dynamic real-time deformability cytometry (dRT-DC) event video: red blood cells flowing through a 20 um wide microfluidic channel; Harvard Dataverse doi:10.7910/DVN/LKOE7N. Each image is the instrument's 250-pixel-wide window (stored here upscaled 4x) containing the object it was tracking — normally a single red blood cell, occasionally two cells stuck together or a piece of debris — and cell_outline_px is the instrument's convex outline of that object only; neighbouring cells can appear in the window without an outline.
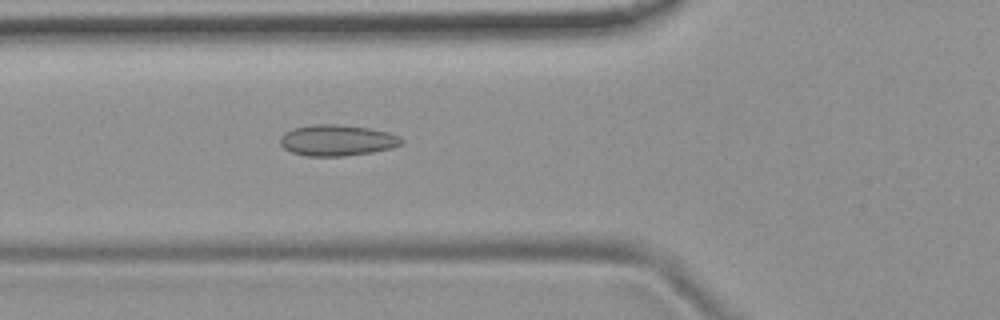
{"species": "common noctule bat (a hibernating species)", "species_latin": "Nyctalus noctula", "temperature_condition": "room temperature", "stored_images_in_passage": 50, "camera_frame_rate_fps": 3000, "um_per_image_px": 0.085, "animal": {"sex": "female", "body_mass_g": 19.9}, "frame": {"image": 1, "passage_image": 16, "time_ms": 5.0, "image_size_px": [1000, 320], "cell_outline_px": [[404, 140], [400, 144], [392, 148], [372, 152], [344, 156], [304, 156], [292, 152], [284, 148], [280, 144], [280, 136], [284, 132], [292, 128], [316, 124], [340, 124], [372, 128], [388, 132], [400, 136]], "centroid_in_image_um": [28.65, 11.92], "position_along_channel_um": 97.2, "area_um2": 22.2}}
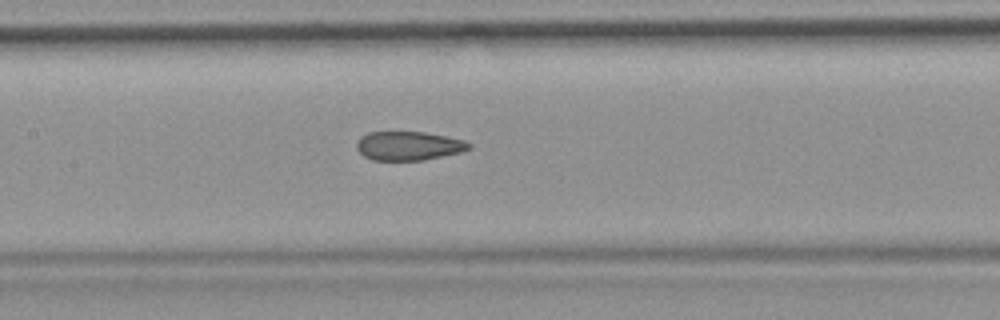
{"frame": {"image": 2, "passage_image": 22, "time_ms": 7.0, "image_size_px": [1000, 320], "cell_outline_px": [[472, 148], [460, 152], [424, 160], [372, 160], [364, 156], [356, 148], [356, 144], [360, 136], [368, 132], [424, 132], [464, 140], [472, 144]], "centroid_in_image_um": [34.72, 12.39], "position_along_channel_um": 172.7, "area_um2": 18.9}}
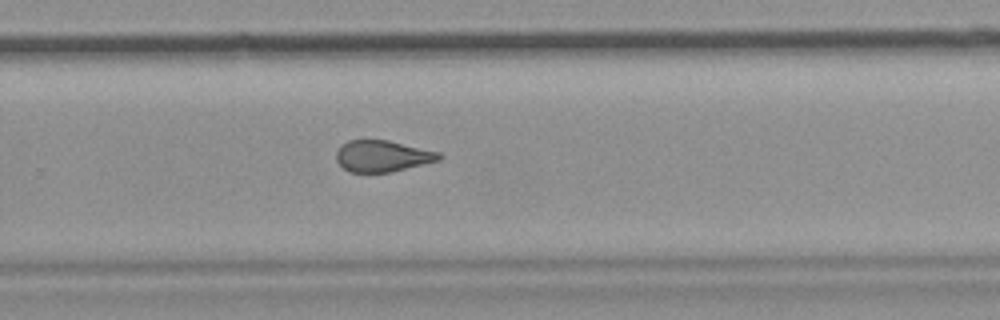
{"frame": {"image": 3, "passage_image": 32, "time_ms": 10.333, "image_size_px": [1000, 320], "cell_outline_px": [[444, 156], [440, 160], [392, 172], [348, 172], [336, 160], [336, 152], [340, 144], [348, 140], [388, 140], [440, 152]], "centroid_in_image_um": [32.51, 13.26], "position_along_channel_um": 297.3, "area_um2": 18.96}, "authors_computed_cell_mechanics": {"area_um2": 20.2878, "velocity_mm_per_s": 3.7562, "shape_relaxation_time_tau1_ms": null, "shape_relaxation_time_tau2_ms": 1.723, "deformation_change_tau1": null, "deformation_change_tau2": 0.0985}}